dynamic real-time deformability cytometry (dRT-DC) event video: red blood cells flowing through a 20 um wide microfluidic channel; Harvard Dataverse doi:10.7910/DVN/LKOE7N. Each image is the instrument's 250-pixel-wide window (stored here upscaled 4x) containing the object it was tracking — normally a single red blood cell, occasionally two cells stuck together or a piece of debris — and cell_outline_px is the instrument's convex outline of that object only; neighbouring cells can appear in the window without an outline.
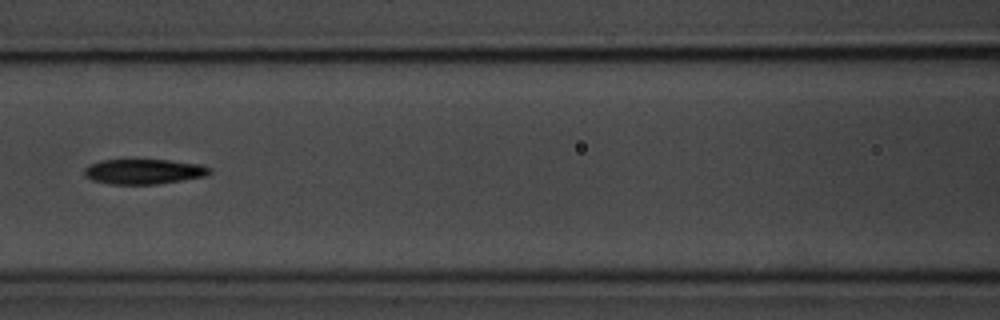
{"species": "common noctule bat (a hibernating species)", "species_latin": "Nyctalus noctula", "temperature_condition": "room temperature", "stored_images_in_passage": 9, "camera_frame_rate_fps": 3000, "um_per_image_px": 0.085, "animal": {"sex": "male", "body_mass_g": 20.1, "forearm_length_mm": 53.5}, "frame": {"image": 1, "passage_image": 6, "time_ms": 6.667, "image_size_px": [1000, 320], "cell_outline_px": [[212, 172], [208, 176], [156, 184], [108, 184], [92, 180], [84, 176], [84, 168], [88, 164], [100, 160], [168, 160], [200, 164], [212, 168]], "centroid_in_image_um": [12.22, 14.58], "position_along_channel_um": 154.4, "area_um2": 18.5}}
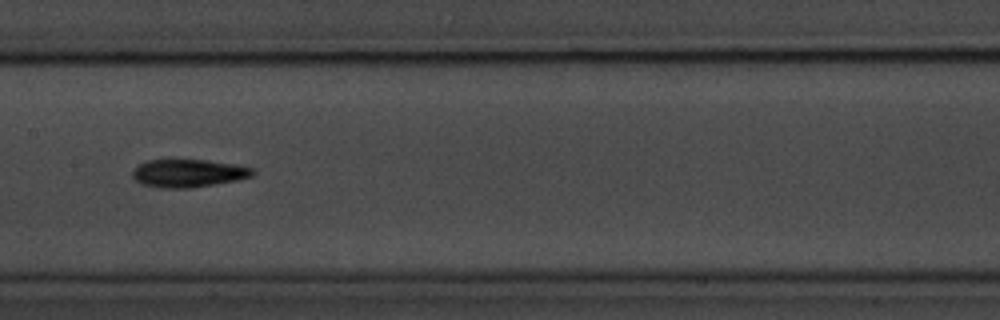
{"frame": {"image": 2, "passage_image": 7, "time_ms": 7.667, "image_size_px": [1000, 320], "cell_outline_px": [[256, 172], [252, 176], [236, 180], [192, 188], [160, 188], [140, 184], [132, 176], [132, 168], [148, 160], [208, 160], [232, 164], [252, 168]], "centroid_in_image_um": [15.96, 14.73], "position_along_channel_um": 191.4, "area_um2": 19.54}}